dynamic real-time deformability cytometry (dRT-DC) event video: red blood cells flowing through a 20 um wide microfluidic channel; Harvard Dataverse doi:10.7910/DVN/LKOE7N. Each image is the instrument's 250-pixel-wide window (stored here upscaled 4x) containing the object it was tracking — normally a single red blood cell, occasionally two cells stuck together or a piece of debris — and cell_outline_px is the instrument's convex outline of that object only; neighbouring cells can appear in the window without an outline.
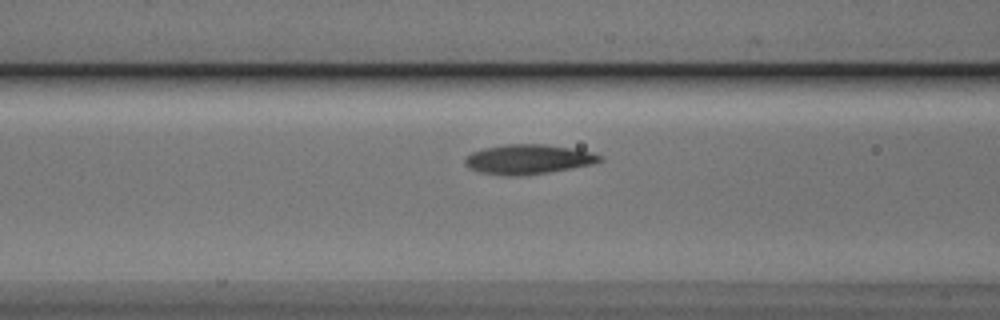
{"species": "Egyptian fruit bat (a non-hibernating species)", "species_latin": "Rousettus aegyptiacus", "temperature_condition": "cold", "stored_images_in_passage": 16, "camera_frame_rate_fps": 3000, "um_per_image_px": 0.085, "animal": {"sex": "male"}, "frame": {"image": 1, "passage_image": 14, "time_ms": 4.333, "image_size_px": [1000, 320], "cell_outline_px": [[604, 160], [592, 164], [572, 168], [548, 172], [520, 176], [504, 176], [480, 172], [468, 168], [464, 164], [464, 160], [472, 152], [484, 148], [508, 144], [544, 144], [572, 148], [592, 152], [604, 156]], "centroid_in_image_um": [44.91, 13.54], "position_along_channel_um": 121.7, "area_um2": 23.41}}